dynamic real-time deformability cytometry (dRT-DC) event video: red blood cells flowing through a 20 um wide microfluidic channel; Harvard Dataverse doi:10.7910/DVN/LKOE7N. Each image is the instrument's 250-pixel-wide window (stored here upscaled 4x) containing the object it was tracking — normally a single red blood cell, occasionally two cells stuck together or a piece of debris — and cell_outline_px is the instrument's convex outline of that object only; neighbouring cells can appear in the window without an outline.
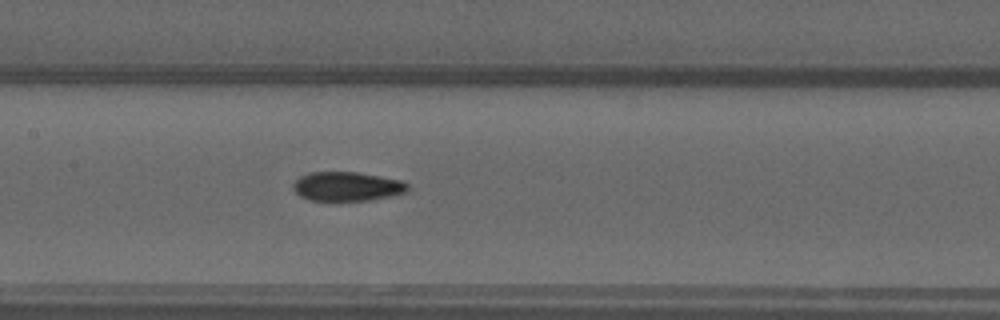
{"species": "common noctule bat (a hibernating species)", "species_latin": "Nyctalus noctula", "temperature_condition": "warm", "stored_images_in_passage": 40, "camera_frame_rate_fps": 3000, "um_per_image_px": 0.085, "animal": {"sex": "male", "forearm_length_mm": 52.5}, "frame": {"image": 1, "passage_image": 15, "time_ms": 4.667, "image_size_px": [1000, 320], "cell_outline_px": [[408, 192], [368, 200], [312, 200], [300, 196], [292, 188], [292, 184], [300, 176], [308, 172], [356, 172], [380, 176], [400, 180], [408, 184]], "centroid_in_image_um": [29.48, 15.83], "position_along_channel_um": 177.9, "area_um2": 19.31}}
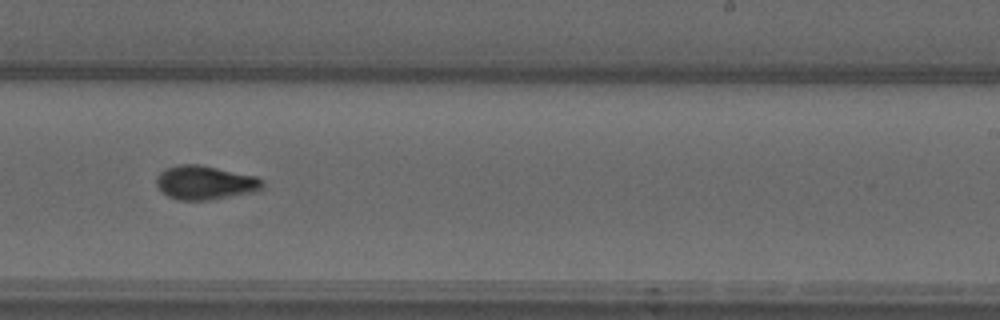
{"frame": {"image": 2, "passage_image": 22, "time_ms": 7.0, "image_size_px": [1000, 320], "cell_outline_px": [[264, 184], [260, 188], [252, 192], [212, 200], [180, 200], [168, 196], [156, 184], [156, 176], [160, 172], [168, 168], [180, 164], [200, 164], [256, 176], [264, 180]], "centroid_in_image_um": [17.44, 15.52], "position_along_channel_um": 271.6, "area_um2": 20.87}}
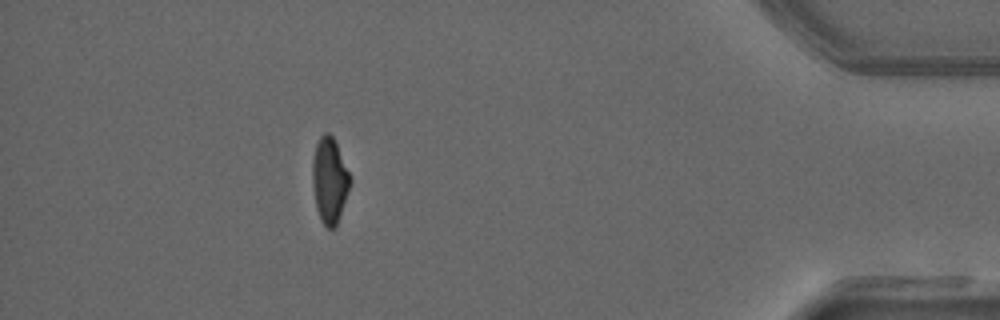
{"frame": {"image": 3, "passage_image": 36, "time_ms": 11.667, "image_size_px": [1000, 320], "cell_outline_px": [[352, 180], [336, 228], [328, 228], [320, 220], [316, 208], [312, 180], [312, 160], [316, 144], [320, 136], [324, 132], [328, 132], [332, 136], [352, 176]], "centroid_in_image_um": [28.02, 15.33], "position_along_channel_um": 407.2, "area_um2": 18.96}, "authors_computed_cell_mechanics": {"area_um2": 19.7098, "velocity_mm_per_s": 4.0251, "shape_relaxation_time_tau1_ms": null, "shape_relaxation_time_tau2_ms": 2.338, "deformation_change_tau1": null, "deformation_change_tau2": 0.0761}}